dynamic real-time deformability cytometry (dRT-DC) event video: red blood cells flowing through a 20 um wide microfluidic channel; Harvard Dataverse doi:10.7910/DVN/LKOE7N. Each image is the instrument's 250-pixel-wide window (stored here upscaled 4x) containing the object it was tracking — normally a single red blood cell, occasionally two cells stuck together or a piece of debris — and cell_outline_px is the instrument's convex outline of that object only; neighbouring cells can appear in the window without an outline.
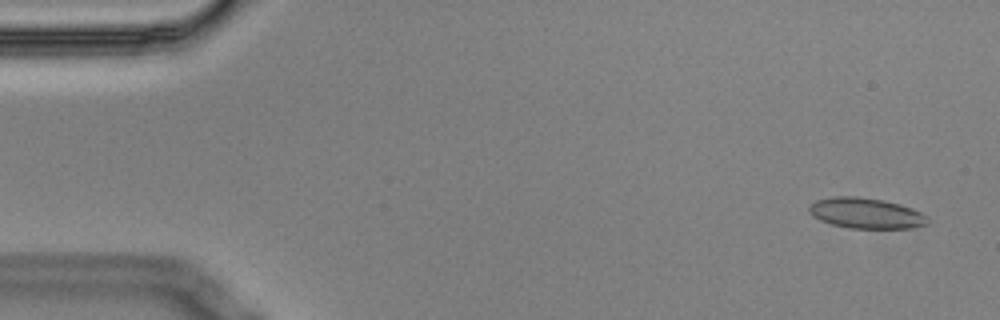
{"species": "Egyptian fruit bat (a non-hibernating species)", "species_latin": "Rousettus aegyptiacus", "temperature_condition": "cold", "stored_images_in_passage": 4, "camera_frame_rate_fps": 3000, "um_per_image_px": 0.085, "animal": {"sex": "male"}, "frame": {"image": 1, "passage_image": 1, "time_ms": 0.0, "image_size_px": [1000, 320], "cell_outline_px": [[928, 224], [912, 228], [848, 228], [832, 224], [820, 220], [812, 216], [808, 212], [808, 208], [816, 200], [836, 196], [856, 196], [884, 200], [900, 204], [912, 208], [928, 216]], "centroid_in_image_um": [73.62, 18.12], "position_along_channel_um": 11.4, "area_um2": 21.21}}
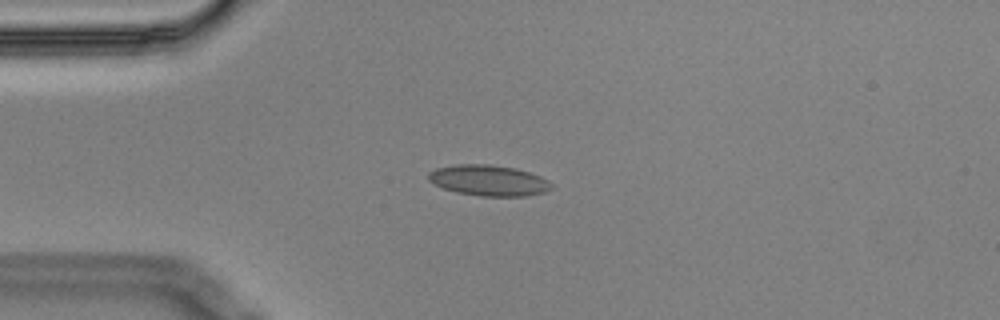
{"frame": {"image": 2, "passage_image": 4, "time_ms": 1.0, "image_size_px": [1000, 320], "cell_outline_px": [[556, 188], [544, 192], [528, 196], [480, 196], [456, 192], [444, 188], [428, 180], [428, 172], [436, 168], [456, 164], [492, 164], [516, 168], [540, 176], [548, 180]], "centroid_in_image_um": [41.57, 15.33], "position_along_channel_um": 43.4, "area_um2": 22.25}}